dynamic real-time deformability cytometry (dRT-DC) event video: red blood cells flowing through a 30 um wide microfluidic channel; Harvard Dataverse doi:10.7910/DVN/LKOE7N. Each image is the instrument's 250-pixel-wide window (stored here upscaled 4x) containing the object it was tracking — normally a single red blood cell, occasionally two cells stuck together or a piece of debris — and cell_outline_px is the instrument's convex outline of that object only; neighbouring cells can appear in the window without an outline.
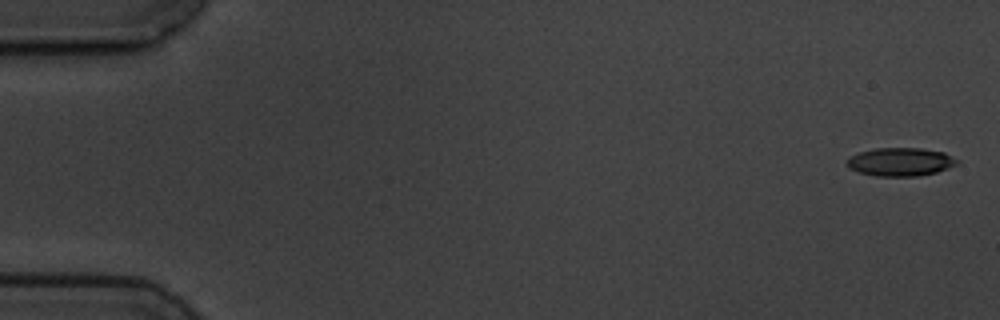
{"species": "common noctule bat (a hibernating species)", "species_latin": "Nyctalus noctula", "temperature_condition": "cold", "stored_images_in_passage": 15, "camera_frame_rate_fps": 3000, "um_per_image_px": 0.085, "animal": {"sex": "male", "body_mass_g": 19.5, "forearm_length_mm": 54.6}, "frame": {"image": 1, "passage_image": 1, "time_ms": 0.0, "image_size_px": [1000, 320], "cell_outline_px": [[960, 164], [936, 172], [916, 176], [876, 176], [856, 172], [848, 168], [844, 160], [848, 156], [860, 152], [876, 148], [920, 148], [944, 152], [960, 160]], "centroid_in_image_um": [76.51, 13.76], "position_along_channel_um": 8.5, "area_um2": 18.5}}
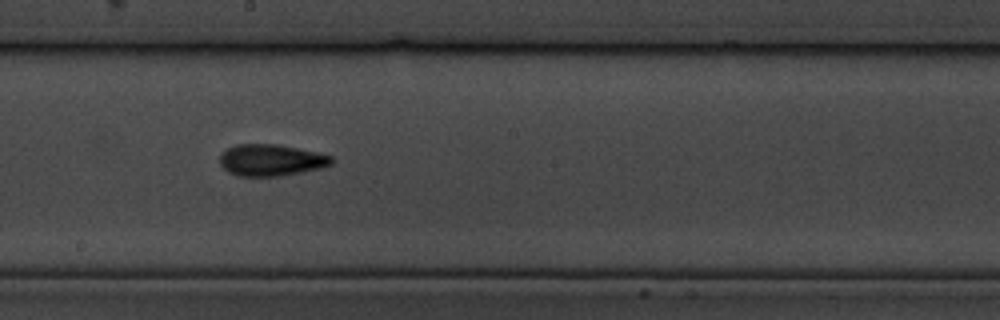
{"frame": {"image": 2, "passage_image": 9, "time_ms": 10.0, "image_size_px": [1000, 320], "cell_outline_px": [[332, 164], [320, 168], [280, 176], [240, 176], [228, 172], [220, 164], [220, 152], [236, 144], [276, 144], [296, 148], [332, 156]], "centroid_in_image_um": [22.99, 13.61], "position_along_channel_um": 225.2, "area_um2": 20.4}}
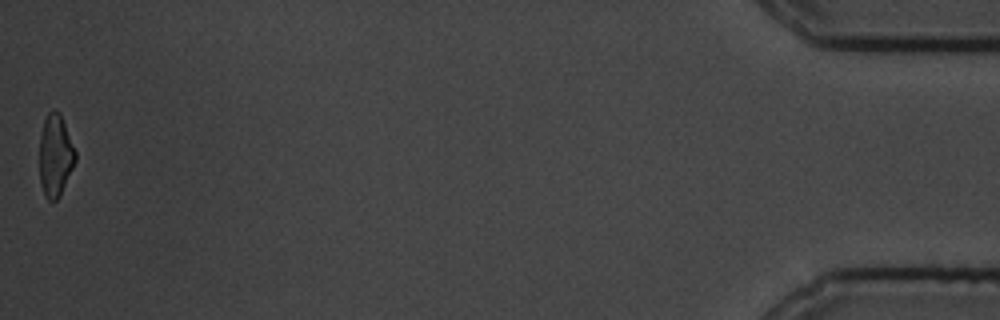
{"frame": {"image": 3, "passage_image": 15, "time_ms": 18.333, "image_size_px": [1000, 320], "cell_outline_px": [[76, 160], [60, 196], [56, 200], [48, 200], [44, 196], [40, 180], [40, 136], [44, 120], [48, 112], [60, 112], [76, 152]], "centroid_in_image_um": [4.71, 13.24], "position_along_channel_um": 430.5, "area_um2": 16.99}, "authors_computed_cell_mechanics": {"area_um2": 19.2474, "velocity_mm_per_s": 3.5778, "shape_relaxation_time_tau1_ms": 3.3758, "shape_relaxation_time_tau2_ms": 2.1887, "deformation_change_tau1": 0.1055, "deformation_change_tau2": 0.0807}}